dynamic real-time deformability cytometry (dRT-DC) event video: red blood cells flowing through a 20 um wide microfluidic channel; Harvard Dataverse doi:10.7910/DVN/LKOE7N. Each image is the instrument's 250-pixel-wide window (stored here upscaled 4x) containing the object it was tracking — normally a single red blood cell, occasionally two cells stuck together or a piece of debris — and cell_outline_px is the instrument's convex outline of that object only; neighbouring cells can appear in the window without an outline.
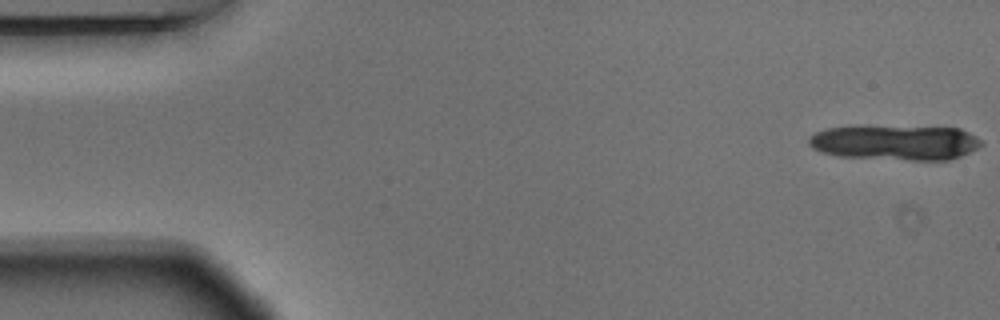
{"species": "Egyptian fruit bat (a non-hibernating species)", "species_latin": "Rousettus aegyptiacus", "temperature_condition": "warm", "stored_images_in_passage": 15, "camera_frame_rate_fps": 3000, "um_per_image_px": 0.085, "animal": {"sex": "male"}, "frame": {"image": 1, "passage_image": 1, "time_ms": 0.0, "image_size_px": [1000, 320], "cell_outline_px": [[984, 144], [960, 156], [948, 160], [912, 160], [836, 156], [820, 152], [812, 148], [808, 144], [808, 136], [816, 132], [828, 128], [852, 124], [864, 124], [960, 128], [976, 136]], "centroid_in_image_um": [76.02, 12.07], "position_along_channel_um": 9.0, "area_um2": 36.41}}
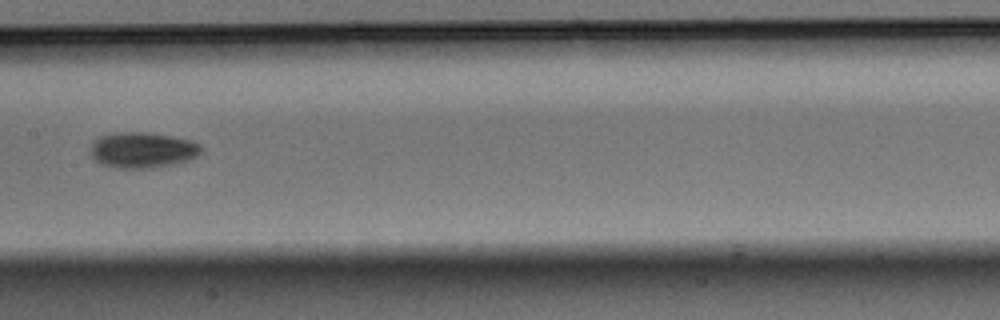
{"frame": {"image": 2, "passage_image": 8, "time_ms": 2.333, "image_size_px": [1000, 320], "cell_outline_px": [[200, 152], [196, 156], [188, 160], [176, 164], [156, 168], [116, 168], [104, 164], [96, 160], [92, 156], [92, 144], [100, 136], [120, 132], [144, 132], [168, 136], [188, 140], [200, 144]], "centroid_in_image_um": [12.12, 12.77], "position_along_channel_um": 195.3, "area_um2": 22.66}}
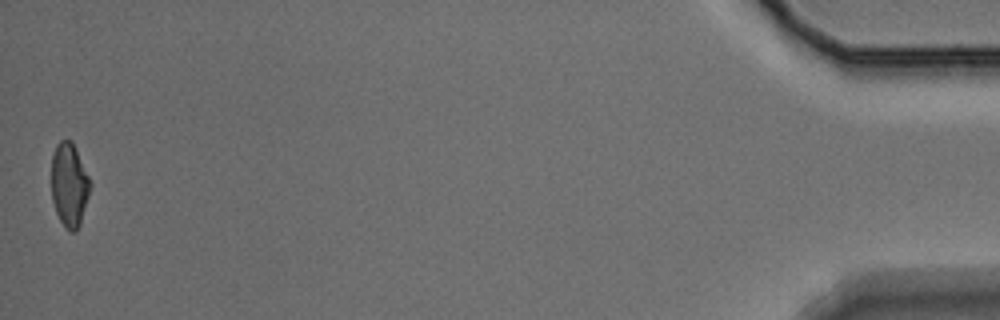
{"frame": {"image": 3, "passage_image": 15, "time_ms": 4.667, "image_size_px": [1000, 320], "cell_outline_px": [[92, 184], [80, 224], [76, 232], [68, 232], [60, 220], [56, 212], [52, 200], [52, 156], [56, 144], [60, 140], [72, 140]], "centroid_in_image_um": [5.89, 15.72], "position_along_channel_um": 429.3, "area_um2": 18.96}}